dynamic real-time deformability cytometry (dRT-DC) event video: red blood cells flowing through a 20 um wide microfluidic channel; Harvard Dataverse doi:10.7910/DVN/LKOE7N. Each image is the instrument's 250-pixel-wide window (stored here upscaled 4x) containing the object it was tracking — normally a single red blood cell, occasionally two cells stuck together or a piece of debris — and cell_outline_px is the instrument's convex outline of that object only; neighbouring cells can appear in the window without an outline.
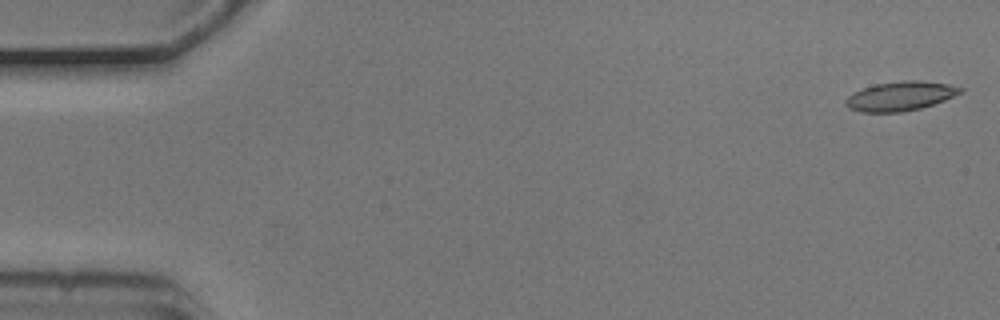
{"species": "common noctule bat (a hibernating species)", "species_latin": "Nyctalus noctula", "temperature_condition": "cold", "stored_images_in_passage": 5, "camera_frame_rate_fps": 3000, "um_per_image_px": 0.085, "animal": {"sex": "male", "body_mass_g": 20.5, "forearm_length_mm": 52.5}, "frame": {"image": 1, "passage_image": 1, "time_ms": 0.0, "image_size_px": [1000, 320], "cell_outline_px": [[964, 92], [944, 100], [920, 108], [900, 112], [860, 112], [848, 108], [844, 104], [844, 100], [852, 92], [876, 84], [904, 80], [920, 80], [948, 84], [964, 88]], "centroid_in_image_um": [76.51, 8.16], "position_along_channel_um": 8.5, "area_um2": 19.59}}
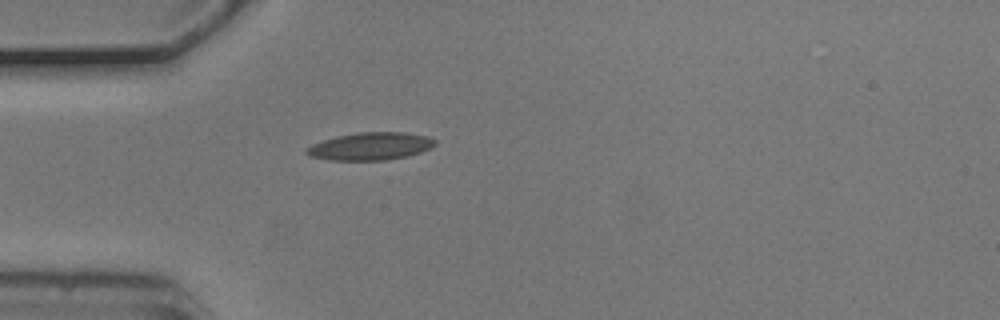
{"frame": {"image": 2, "passage_image": 5, "time_ms": 1.333, "image_size_px": [1000, 320], "cell_outline_px": [[436, 144], [420, 152], [408, 156], [384, 160], [328, 160], [308, 156], [304, 152], [304, 148], [312, 144], [336, 136], [356, 132], [404, 132], [428, 136], [436, 140]], "centroid_in_image_um": [31.44, 12.43], "position_along_channel_um": 53.6, "area_um2": 20.81}}